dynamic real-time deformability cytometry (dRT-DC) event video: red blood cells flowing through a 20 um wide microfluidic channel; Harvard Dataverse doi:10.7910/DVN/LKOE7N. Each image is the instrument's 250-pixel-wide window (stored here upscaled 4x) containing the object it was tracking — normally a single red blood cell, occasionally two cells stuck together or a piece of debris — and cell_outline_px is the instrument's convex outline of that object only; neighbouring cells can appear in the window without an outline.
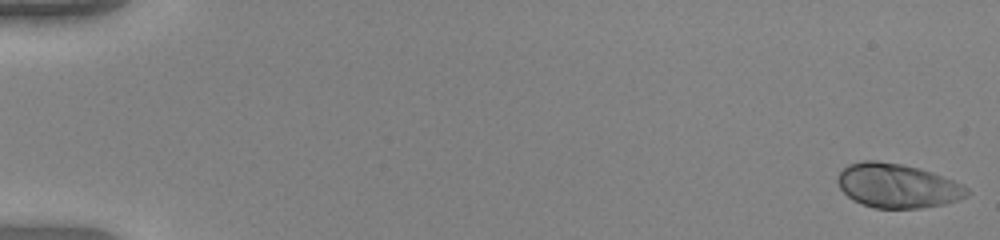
{"species": "human", "species_latin": "Homo sapiens", "temperature_condition": "warm", "stored_images_in_passage": 28, "camera_frame_rate_fps": 3000, "um_per_image_px": 0.085, "donor": {"sex": "female"}, "frame": {"image": 1, "passage_image": 1, "time_ms": 0.0, "image_size_px": [1000, 240], "cell_outline_px": [[972, 192], [968, 196], [944, 204], [920, 208], [876, 208], [852, 200], [840, 188], [836, 180], [836, 176], [848, 164], [864, 160], [876, 160], [900, 164], [920, 168], [932, 172], [952, 180], [968, 188]], "centroid_in_image_um": [76.27, 15.78], "position_along_channel_um": 8.7, "area_um2": 33.29}}
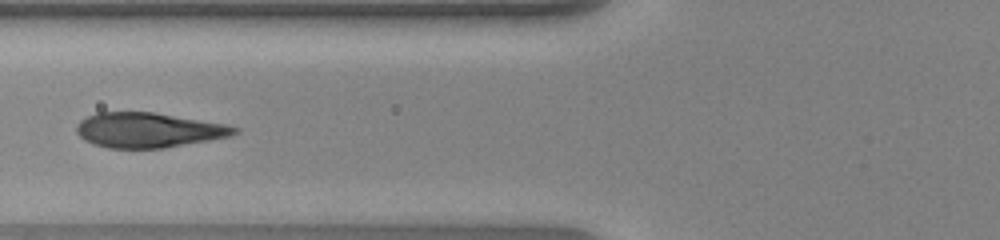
{"frame": {"image": 2, "passage_image": 22, "time_ms": 7.0, "image_size_px": [1000, 240], "cell_outline_px": [[240, 132], [232, 136], [164, 148], [108, 148], [92, 144], [84, 140], [76, 132], [76, 124], [80, 120], [96, 112], [152, 112], [228, 124], [240, 128]], "centroid_in_image_um": [12.63, 11.06], "position_along_channel_um": 113.2, "area_um2": 32.37}}
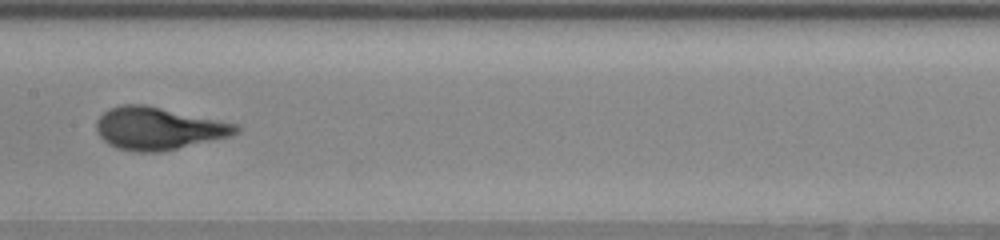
{"frame": {"image": 3, "passage_image": 28, "time_ms": 9.0, "image_size_px": [1000, 240], "cell_outline_px": [[240, 132], [232, 136], [160, 152], [132, 152], [116, 148], [108, 144], [96, 132], [96, 120], [108, 108], [124, 104], [144, 104], [240, 124]], "centroid_in_image_um": [13.47, 10.92], "position_along_channel_um": 193.9, "area_um2": 34.91}}